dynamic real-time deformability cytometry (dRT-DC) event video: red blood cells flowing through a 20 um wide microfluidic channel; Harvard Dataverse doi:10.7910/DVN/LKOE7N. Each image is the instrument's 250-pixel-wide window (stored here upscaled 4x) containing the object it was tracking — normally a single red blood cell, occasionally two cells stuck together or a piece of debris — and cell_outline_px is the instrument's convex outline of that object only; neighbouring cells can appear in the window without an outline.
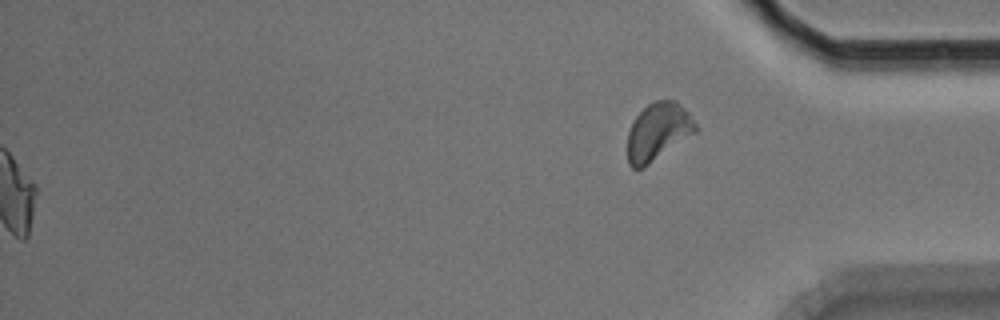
{"species": "Egyptian fruit bat (a non-hibernating species)", "species_latin": "Rousettus aegyptiacus", "temperature_condition": "room temperature", "stored_images_in_passage": 55, "camera_frame_rate_fps": 3000, "um_per_image_px": 0.085, "animal": {"sex": "male"}, "frame": {"image": 1, "passage_image": 55, "time_ms": 18.0, "image_size_px": [1000, 320], "cell_outline_px": [[696, 132], [644, 168], [632, 168], [628, 164], [628, 132], [636, 116], [648, 104], [656, 100], [676, 100], [688, 112], [696, 124]], "centroid_in_image_um": [55.92, 11.2], "position_along_channel_um": 379.3, "area_um2": 22.66}}